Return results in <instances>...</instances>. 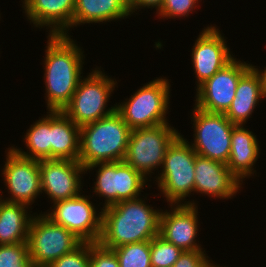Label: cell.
<instances>
[{
	"label": "cell",
	"instance_id": "7",
	"mask_svg": "<svg viewBox=\"0 0 266 267\" xmlns=\"http://www.w3.org/2000/svg\"><path fill=\"white\" fill-rule=\"evenodd\" d=\"M171 125L131 130L123 161L146 179L152 178L156 170H161L167 148L181 134Z\"/></svg>",
	"mask_w": 266,
	"mask_h": 267
},
{
	"label": "cell",
	"instance_id": "3",
	"mask_svg": "<svg viewBox=\"0 0 266 267\" xmlns=\"http://www.w3.org/2000/svg\"><path fill=\"white\" fill-rule=\"evenodd\" d=\"M130 133V127L117 111L80 127L78 161L84 168L99 162L123 161Z\"/></svg>",
	"mask_w": 266,
	"mask_h": 267
},
{
	"label": "cell",
	"instance_id": "29",
	"mask_svg": "<svg viewBox=\"0 0 266 267\" xmlns=\"http://www.w3.org/2000/svg\"><path fill=\"white\" fill-rule=\"evenodd\" d=\"M48 267H91L90 242H82L77 248L53 261Z\"/></svg>",
	"mask_w": 266,
	"mask_h": 267
},
{
	"label": "cell",
	"instance_id": "33",
	"mask_svg": "<svg viewBox=\"0 0 266 267\" xmlns=\"http://www.w3.org/2000/svg\"><path fill=\"white\" fill-rule=\"evenodd\" d=\"M257 71L261 74V77H262V81H263V84H264V87L266 89V66L264 68V70L261 68L259 69L258 66H254Z\"/></svg>",
	"mask_w": 266,
	"mask_h": 267
},
{
	"label": "cell",
	"instance_id": "31",
	"mask_svg": "<svg viewBox=\"0 0 266 267\" xmlns=\"http://www.w3.org/2000/svg\"><path fill=\"white\" fill-rule=\"evenodd\" d=\"M211 262L205 250L183 251L173 267H207Z\"/></svg>",
	"mask_w": 266,
	"mask_h": 267
},
{
	"label": "cell",
	"instance_id": "35",
	"mask_svg": "<svg viewBox=\"0 0 266 267\" xmlns=\"http://www.w3.org/2000/svg\"><path fill=\"white\" fill-rule=\"evenodd\" d=\"M198 4L202 1V0H195Z\"/></svg>",
	"mask_w": 266,
	"mask_h": 267
},
{
	"label": "cell",
	"instance_id": "4",
	"mask_svg": "<svg viewBox=\"0 0 266 267\" xmlns=\"http://www.w3.org/2000/svg\"><path fill=\"white\" fill-rule=\"evenodd\" d=\"M196 155L182 134L167 148L162 168L154 177V182L160 190L159 196L163 195L168 204H198L194 199L187 201V197L195 193Z\"/></svg>",
	"mask_w": 266,
	"mask_h": 267
},
{
	"label": "cell",
	"instance_id": "10",
	"mask_svg": "<svg viewBox=\"0 0 266 267\" xmlns=\"http://www.w3.org/2000/svg\"><path fill=\"white\" fill-rule=\"evenodd\" d=\"M191 113L194 139L188 143L197 155L227 164L235 125L223 113L207 112L194 105Z\"/></svg>",
	"mask_w": 266,
	"mask_h": 267
},
{
	"label": "cell",
	"instance_id": "21",
	"mask_svg": "<svg viewBox=\"0 0 266 267\" xmlns=\"http://www.w3.org/2000/svg\"><path fill=\"white\" fill-rule=\"evenodd\" d=\"M129 17V0H75L72 28L90 23H111Z\"/></svg>",
	"mask_w": 266,
	"mask_h": 267
},
{
	"label": "cell",
	"instance_id": "24",
	"mask_svg": "<svg viewBox=\"0 0 266 267\" xmlns=\"http://www.w3.org/2000/svg\"><path fill=\"white\" fill-rule=\"evenodd\" d=\"M24 134L26 135L22 139L27 151L15 145L11 146L17 154L39 161L51 159V111L33 122Z\"/></svg>",
	"mask_w": 266,
	"mask_h": 267
},
{
	"label": "cell",
	"instance_id": "12",
	"mask_svg": "<svg viewBox=\"0 0 266 267\" xmlns=\"http://www.w3.org/2000/svg\"><path fill=\"white\" fill-rule=\"evenodd\" d=\"M6 149L1 177L10 195L3 198L0 190V198L32 207L35 200L42 195L39 160L20 156L11 147Z\"/></svg>",
	"mask_w": 266,
	"mask_h": 267
},
{
	"label": "cell",
	"instance_id": "17",
	"mask_svg": "<svg viewBox=\"0 0 266 267\" xmlns=\"http://www.w3.org/2000/svg\"><path fill=\"white\" fill-rule=\"evenodd\" d=\"M194 174L195 193L215 200L232 199L243 188L226 164L200 155H196Z\"/></svg>",
	"mask_w": 266,
	"mask_h": 267
},
{
	"label": "cell",
	"instance_id": "16",
	"mask_svg": "<svg viewBox=\"0 0 266 267\" xmlns=\"http://www.w3.org/2000/svg\"><path fill=\"white\" fill-rule=\"evenodd\" d=\"M170 210H162L159 220V236L183 251L203 250L197 241L198 206L191 204H167Z\"/></svg>",
	"mask_w": 266,
	"mask_h": 267
},
{
	"label": "cell",
	"instance_id": "22",
	"mask_svg": "<svg viewBox=\"0 0 266 267\" xmlns=\"http://www.w3.org/2000/svg\"><path fill=\"white\" fill-rule=\"evenodd\" d=\"M80 127L63 111H51V159L78 161Z\"/></svg>",
	"mask_w": 266,
	"mask_h": 267
},
{
	"label": "cell",
	"instance_id": "30",
	"mask_svg": "<svg viewBox=\"0 0 266 267\" xmlns=\"http://www.w3.org/2000/svg\"><path fill=\"white\" fill-rule=\"evenodd\" d=\"M91 267H120L118 258L112 249L90 242Z\"/></svg>",
	"mask_w": 266,
	"mask_h": 267
},
{
	"label": "cell",
	"instance_id": "32",
	"mask_svg": "<svg viewBox=\"0 0 266 267\" xmlns=\"http://www.w3.org/2000/svg\"><path fill=\"white\" fill-rule=\"evenodd\" d=\"M164 0H129V11L132 14H139V9H156V13L161 9Z\"/></svg>",
	"mask_w": 266,
	"mask_h": 267
},
{
	"label": "cell",
	"instance_id": "28",
	"mask_svg": "<svg viewBox=\"0 0 266 267\" xmlns=\"http://www.w3.org/2000/svg\"><path fill=\"white\" fill-rule=\"evenodd\" d=\"M199 4L195 0H164L161 9L155 13L157 18L161 19H181L193 14V11L198 10Z\"/></svg>",
	"mask_w": 266,
	"mask_h": 267
},
{
	"label": "cell",
	"instance_id": "19",
	"mask_svg": "<svg viewBox=\"0 0 266 267\" xmlns=\"http://www.w3.org/2000/svg\"><path fill=\"white\" fill-rule=\"evenodd\" d=\"M266 99V89L264 87L261 74L254 65L240 78L235 97L225 116L234 125H245L252 113L259 105V100Z\"/></svg>",
	"mask_w": 266,
	"mask_h": 267
},
{
	"label": "cell",
	"instance_id": "5",
	"mask_svg": "<svg viewBox=\"0 0 266 267\" xmlns=\"http://www.w3.org/2000/svg\"><path fill=\"white\" fill-rule=\"evenodd\" d=\"M171 79L163 76L143 84L130 98L116 103V111L131 130L169 123Z\"/></svg>",
	"mask_w": 266,
	"mask_h": 267
},
{
	"label": "cell",
	"instance_id": "8",
	"mask_svg": "<svg viewBox=\"0 0 266 267\" xmlns=\"http://www.w3.org/2000/svg\"><path fill=\"white\" fill-rule=\"evenodd\" d=\"M94 169H97L96 181L91 190L96 197L105 198L102 209L120 201L141 197L142 190L150 186L147 182L152 181V179H146L125 161L95 163L86 167L85 173L87 171L90 173Z\"/></svg>",
	"mask_w": 266,
	"mask_h": 267
},
{
	"label": "cell",
	"instance_id": "1",
	"mask_svg": "<svg viewBox=\"0 0 266 267\" xmlns=\"http://www.w3.org/2000/svg\"><path fill=\"white\" fill-rule=\"evenodd\" d=\"M71 35H48L43 62L48 111H62L71 101L83 76V47ZM84 59V60H83ZM82 74V76H81Z\"/></svg>",
	"mask_w": 266,
	"mask_h": 267
},
{
	"label": "cell",
	"instance_id": "23",
	"mask_svg": "<svg viewBox=\"0 0 266 267\" xmlns=\"http://www.w3.org/2000/svg\"><path fill=\"white\" fill-rule=\"evenodd\" d=\"M32 207L0 198V245L27 242ZM29 211V212H28Z\"/></svg>",
	"mask_w": 266,
	"mask_h": 267
},
{
	"label": "cell",
	"instance_id": "6",
	"mask_svg": "<svg viewBox=\"0 0 266 267\" xmlns=\"http://www.w3.org/2000/svg\"><path fill=\"white\" fill-rule=\"evenodd\" d=\"M117 83L101 71V66L95 67L80 80L70 103L62 111L79 127L111 115L116 111V104L108 107L107 103Z\"/></svg>",
	"mask_w": 266,
	"mask_h": 267
},
{
	"label": "cell",
	"instance_id": "13",
	"mask_svg": "<svg viewBox=\"0 0 266 267\" xmlns=\"http://www.w3.org/2000/svg\"><path fill=\"white\" fill-rule=\"evenodd\" d=\"M253 66L240 59L233 58L211 78L196 88L195 107L212 113L225 114L235 97L240 78Z\"/></svg>",
	"mask_w": 266,
	"mask_h": 267
},
{
	"label": "cell",
	"instance_id": "15",
	"mask_svg": "<svg viewBox=\"0 0 266 267\" xmlns=\"http://www.w3.org/2000/svg\"><path fill=\"white\" fill-rule=\"evenodd\" d=\"M41 189L51 204L79 196L85 168L79 161L48 159L39 161Z\"/></svg>",
	"mask_w": 266,
	"mask_h": 267
},
{
	"label": "cell",
	"instance_id": "14",
	"mask_svg": "<svg viewBox=\"0 0 266 267\" xmlns=\"http://www.w3.org/2000/svg\"><path fill=\"white\" fill-rule=\"evenodd\" d=\"M213 25L204 27L192 46L191 63L197 87L235 57L227 45L225 34L221 33L217 25Z\"/></svg>",
	"mask_w": 266,
	"mask_h": 267
},
{
	"label": "cell",
	"instance_id": "26",
	"mask_svg": "<svg viewBox=\"0 0 266 267\" xmlns=\"http://www.w3.org/2000/svg\"><path fill=\"white\" fill-rule=\"evenodd\" d=\"M183 250L157 235L150 241L152 267H173Z\"/></svg>",
	"mask_w": 266,
	"mask_h": 267
},
{
	"label": "cell",
	"instance_id": "11",
	"mask_svg": "<svg viewBox=\"0 0 266 267\" xmlns=\"http://www.w3.org/2000/svg\"><path fill=\"white\" fill-rule=\"evenodd\" d=\"M56 202L44 214L54 223L62 225L83 242L97 243L101 235L102 208L98 210L90 195Z\"/></svg>",
	"mask_w": 266,
	"mask_h": 267
},
{
	"label": "cell",
	"instance_id": "27",
	"mask_svg": "<svg viewBox=\"0 0 266 267\" xmlns=\"http://www.w3.org/2000/svg\"><path fill=\"white\" fill-rule=\"evenodd\" d=\"M0 267H34L29 257L28 243L0 245Z\"/></svg>",
	"mask_w": 266,
	"mask_h": 267
},
{
	"label": "cell",
	"instance_id": "20",
	"mask_svg": "<svg viewBox=\"0 0 266 267\" xmlns=\"http://www.w3.org/2000/svg\"><path fill=\"white\" fill-rule=\"evenodd\" d=\"M244 126L235 125L233 128L230 156L226 164L241 183L257 175L254 167L261 153L257 136Z\"/></svg>",
	"mask_w": 266,
	"mask_h": 267
},
{
	"label": "cell",
	"instance_id": "18",
	"mask_svg": "<svg viewBox=\"0 0 266 267\" xmlns=\"http://www.w3.org/2000/svg\"><path fill=\"white\" fill-rule=\"evenodd\" d=\"M27 21L37 28H46L48 35H67L72 28L75 0H21ZM37 27V28H36Z\"/></svg>",
	"mask_w": 266,
	"mask_h": 267
},
{
	"label": "cell",
	"instance_id": "25",
	"mask_svg": "<svg viewBox=\"0 0 266 267\" xmlns=\"http://www.w3.org/2000/svg\"><path fill=\"white\" fill-rule=\"evenodd\" d=\"M120 267H152L150 261V241L125 244L112 249Z\"/></svg>",
	"mask_w": 266,
	"mask_h": 267
},
{
	"label": "cell",
	"instance_id": "2",
	"mask_svg": "<svg viewBox=\"0 0 266 267\" xmlns=\"http://www.w3.org/2000/svg\"><path fill=\"white\" fill-rule=\"evenodd\" d=\"M146 195L145 198L120 201L102 209L99 244L113 249L125 244L151 241L159 235L162 209H154L147 204Z\"/></svg>",
	"mask_w": 266,
	"mask_h": 267
},
{
	"label": "cell",
	"instance_id": "34",
	"mask_svg": "<svg viewBox=\"0 0 266 267\" xmlns=\"http://www.w3.org/2000/svg\"><path fill=\"white\" fill-rule=\"evenodd\" d=\"M207 267H222V266H220V264L214 263V261L212 260V262ZM224 267H226V265Z\"/></svg>",
	"mask_w": 266,
	"mask_h": 267
},
{
	"label": "cell",
	"instance_id": "9",
	"mask_svg": "<svg viewBox=\"0 0 266 267\" xmlns=\"http://www.w3.org/2000/svg\"><path fill=\"white\" fill-rule=\"evenodd\" d=\"M82 242L74 233L54 223L42 211L35 213L31 220L27 243L34 267H48Z\"/></svg>",
	"mask_w": 266,
	"mask_h": 267
}]
</instances>
